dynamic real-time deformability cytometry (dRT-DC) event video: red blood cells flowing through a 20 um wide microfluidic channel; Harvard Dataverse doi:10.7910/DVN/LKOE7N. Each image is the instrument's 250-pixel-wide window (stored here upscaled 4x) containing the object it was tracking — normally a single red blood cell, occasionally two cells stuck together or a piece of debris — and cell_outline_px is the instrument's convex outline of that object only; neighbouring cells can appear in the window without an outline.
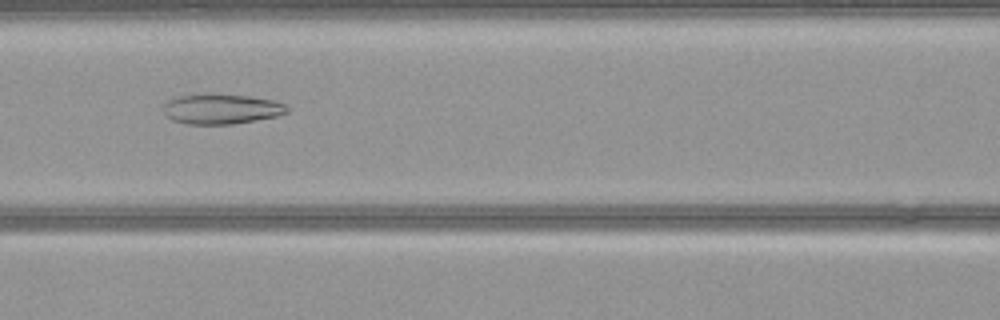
{"species": "common noctule bat (a hibernating species)", "species_latin": "Nyctalus noctula", "temperature_condition": "warm", "stored_images_in_passage": 51, "camera_frame_rate_fps": 3000, "um_per_image_px": 0.085, "animal": {"sex": "female", "body_mass_g": 21.9}, "frame": {"image": 1, "passage_image": 21, "time_ms": 6.667, "image_size_px": [1000, 320], "cell_outline_px": [[288, 112], [276, 116], [256, 120], [232, 124], [188, 124], [172, 120], [164, 112], [164, 104], [168, 100], [176, 96], [208, 92], [248, 96], [272, 100], [284, 104], [288, 108]], "centroid_in_image_um": [18.78, 9.24], "position_along_channel_um": 147.8, "area_um2": 21.91}}
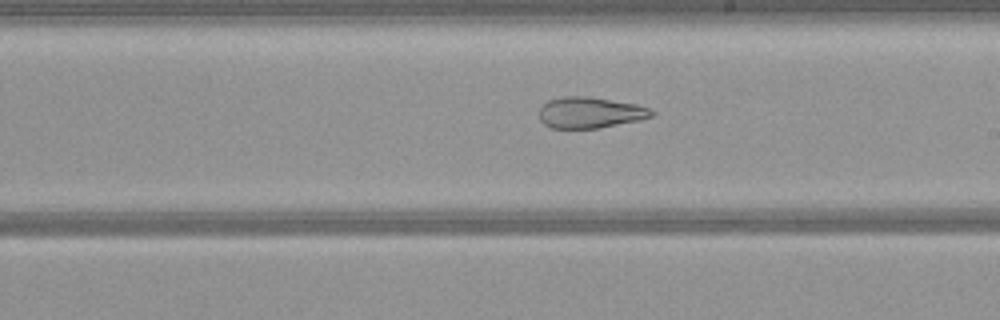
{"frame": {"image": 2, "passage_image": 28, "time_ms": 9.0, "image_size_px": [1000, 320], "cell_outline_px": [[656, 112], [652, 116], [640, 120], [600, 128], [552, 128], [544, 124], [540, 120], [540, 108], [548, 100], [560, 96], [588, 96], [636, 104], [648, 108]], "centroid_in_image_um": [50.16, 9.56], "position_along_channel_um": 238.8, "area_um2": 20.4}}
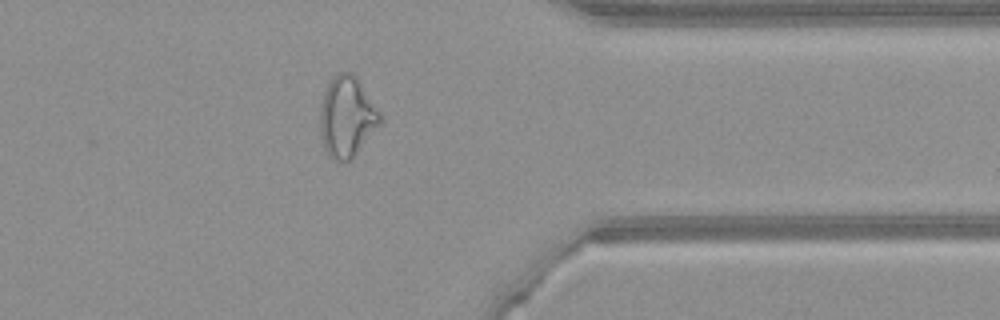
{"frame": {"image": 3, "passage_image": 40, "time_ms": 13.0, "image_size_px": [1000, 320], "cell_outline_px": [[384, 120], [352, 156], [348, 160], [332, 160], [328, 156], [324, 148], [320, 132], [320, 104], [328, 80], [336, 72], [352, 72], [356, 76], [380, 112]], "centroid_in_image_um": [29.46, 9.88], "position_along_channel_um": 381.9, "area_um2": 28.15}}